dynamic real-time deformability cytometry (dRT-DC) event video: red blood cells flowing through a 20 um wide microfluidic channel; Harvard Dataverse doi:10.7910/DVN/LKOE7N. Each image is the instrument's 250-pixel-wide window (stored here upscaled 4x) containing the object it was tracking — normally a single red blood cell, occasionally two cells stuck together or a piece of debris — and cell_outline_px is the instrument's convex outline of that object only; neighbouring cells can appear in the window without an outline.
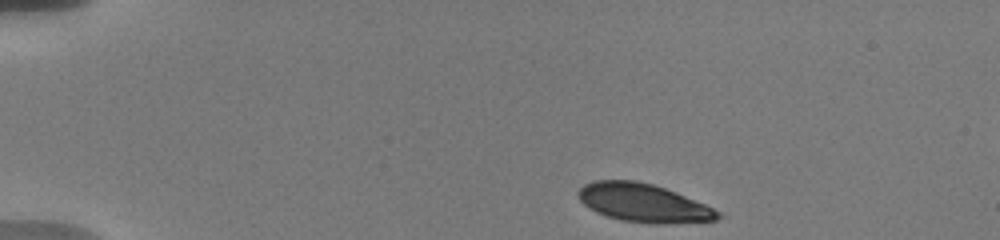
{"species": "human", "species_latin": "Homo sapiens", "temperature_condition": "warm", "stored_images_in_passage": 34, "camera_frame_rate_fps": 3000, "um_per_image_px": 0.085, "donor": {"sex": "male"}, "frame": {"image": 1, "passage_image": 1, "time_ms": 0.0, "image_size_px": [1000, 240], "cell_outline_px": [[720, 216], [716, 220], [620, 220], [596, 212], [584, 204], [580, 200], [576, 192], [584, 184], [596, 180], [636, 180], [652, 184], [664, 188], [704, 204], [720, 212]], "centroid_in_image_um": [54.55, 17.16], "position_along_channel_um": 30.4, "area_um2": 29.36}}
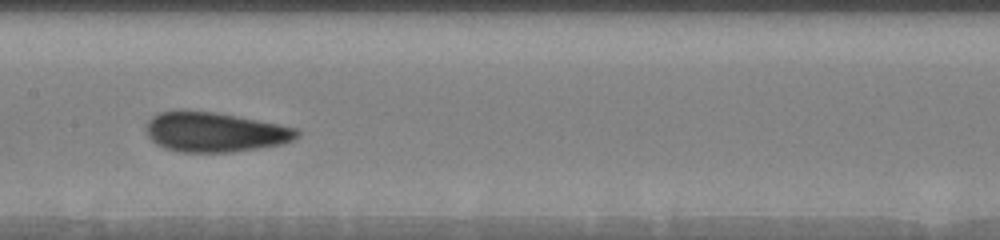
{"frame": {"image": 2, "passage_image": 11, "time_ms": 6.667, "image_size_px": [1000, 240], "cell_outline_px": [[300, 132], [292, 140], [280, 144], [232, 152], [180, 152], [164, 148], [156, 144], [148, 136], [144, 128], [144, 124], [152, 116], [160, 112], [216, 112], [296, 128]], "centroid_in_image_um": [18.2, 11.24], "position_along_channel_um": 189.2, "area_um2": 34.33}}
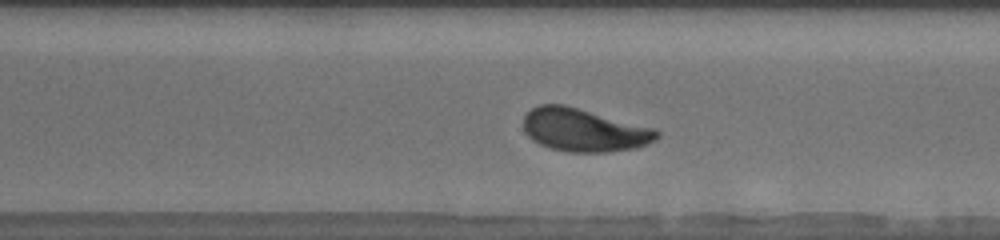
{"frame": {"image": 3, "passage_image": 22, "time_ms": 10.333, "image_size_px": [1000, 240], "cell_outline_px": [[660, 136], [656, 140], [648, 144], [636, 148], [608, 152], [572, 152], [552, 148], [540, 144], [532, 140], [524, 132], [524, 116], [532, 108], [540, 104], [564, 104], [656, 128], [660, 132]], "centroid_in_image_um": [49.68, 11.05], "position_along_channel_um": 320.9, "area_um2": 33.64}, "authors_computed_cell_mechanics": {"area_um2": 33.5529, "velocity_mm_per_s": 3.6068, "shape_relaxation_time_tau1_ms": 3.6616, "shape_relaxation_time_tau2_ms": null, "deformation_change_tau1": 0.1268, "deformation_change_tau2": null}}